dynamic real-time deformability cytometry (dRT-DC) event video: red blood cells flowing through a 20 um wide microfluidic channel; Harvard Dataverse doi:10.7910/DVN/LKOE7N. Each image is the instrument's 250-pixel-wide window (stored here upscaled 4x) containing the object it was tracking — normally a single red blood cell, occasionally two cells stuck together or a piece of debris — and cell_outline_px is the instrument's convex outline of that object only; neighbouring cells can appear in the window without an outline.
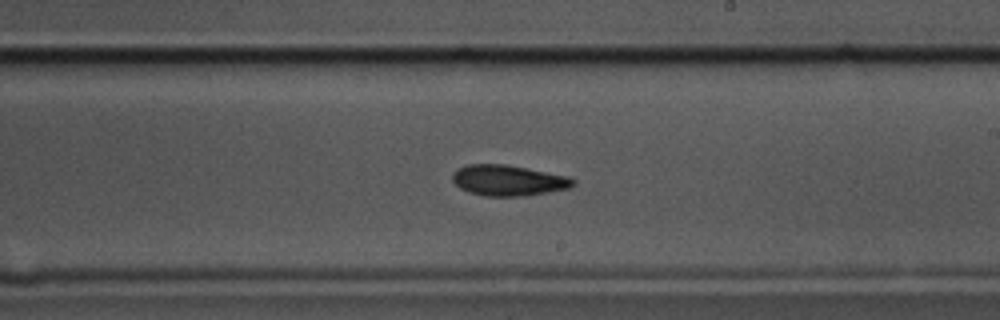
{"species": "common noctule bat (a hibernating species)", "species_latin": "Nyctalus noctula", "temperature_condition": "cold", "stored_images_in_passage": 57, "camera_frame_rate_fps": 3000, "um_per_image_px": 0.085, "animal": {"sex": "male", "body_mass_g": 17.5, "forearm_length_mm": 52.3}, "frame": {"image": 1, "passage_image": 33, "time_ms": 10.667, "image_size_px": [1000, 320], "cell_outline_px": [[576, 184], [572, 188], [524, 196], [484, 196], [468, 192], [460, 188], [452, 180], [452, 172], [468, 164], [504, 164], [568, 176], [576, 180]], "centroid_in_image_um": [43.22, 15.34], "position_along_channel_um": 245.8, "area_um2": 21.68}}
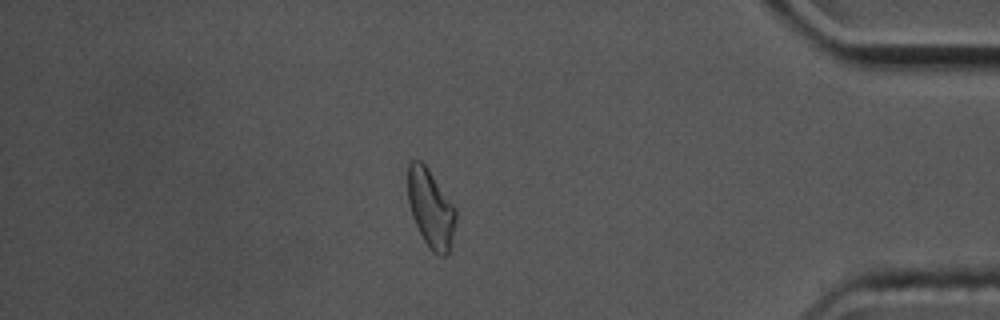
{"frame": {"image": 2, "passage_image": 49, "time_ms": 16.0, "image_size_px": [1000, 320], "cell_outline_px": [[456, 220], [448, 256], [440, 256], [424, 240], [412, 216], [408, 200], [408, 164], [412, 160], [420, 160], [428, 168], [456, 208]], "centroid_in_image_um": [36.62, 17.69], "position_along_channel_um": 398.6, "area_um2": 21.56}}
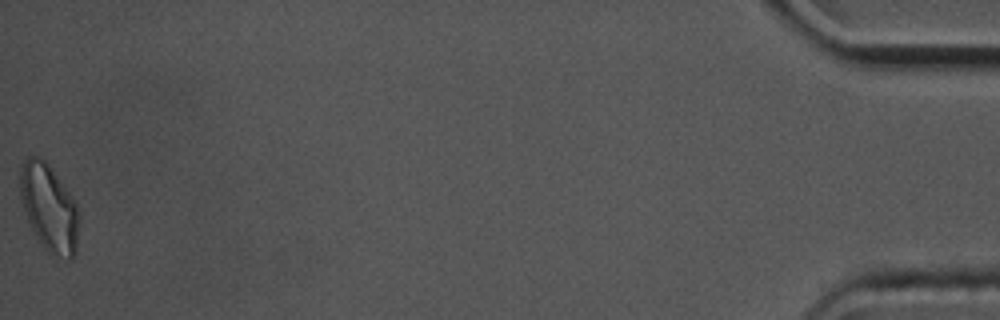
{"frame": {"image": 3, "passage_image": 57, "time_ms": 18.667, "image_size_px": [1000, 320], "cell_outline_px": [[80, 224], [76, 252], [72, 260], [68, 260], [52, 256], [44, 248], [28, 224], [20, 200], [20, 168], [24, 160], [28, 156], [36, 156], [44, 160], [48, 164], [72, 196], [80, 212]], "centroid_in_image_um": [4.19, 17.72], "position_along_channel_um": 431.0, "area_um2": 30.58}, "authors_computed_cell_mechanics": {"area_um2": 21.8484, "velocity_mm_per_s": 3.5605, "shape_relaxation_time_tau1_ms": 4.4021, "shape_relaxation_time_tau2_ms": 2.6396, "deformation_change_tau1": 0.1133, "deformation_change_tau2": 0.0971}}